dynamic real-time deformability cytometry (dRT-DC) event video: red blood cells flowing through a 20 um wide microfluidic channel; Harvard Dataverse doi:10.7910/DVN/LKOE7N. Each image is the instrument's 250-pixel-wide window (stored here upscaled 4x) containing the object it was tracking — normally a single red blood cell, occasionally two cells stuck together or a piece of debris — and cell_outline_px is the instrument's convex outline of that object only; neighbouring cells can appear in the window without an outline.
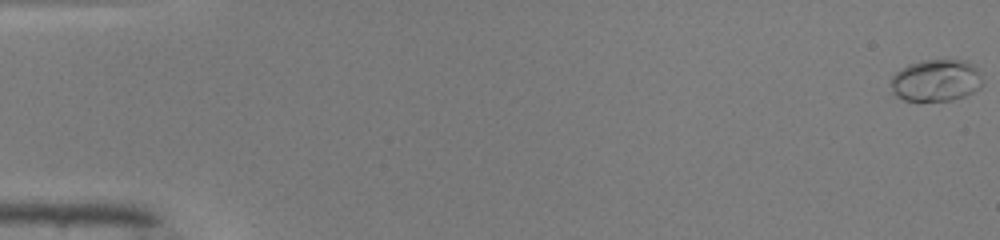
{"species": "common noctule bat (a hibernating species)", "species_latin": "Nyctalus noctula", "temperature_condition": "warm", "stored_images_in_passage": 15, "camera_frame_rate_fps": 3000, "um_per_image_px": 0.085, "animal": {"sex": "male", "body_mass_g": 19.0, "forearm_length_mm": 50.8}, "frame": {"image": 1, "passage_image": 1, "time_ms": 0.0, "image_size_px": [1000, 240], "cell_outline_px": [[984, 84], [980, 88], [964, 96], [952, 100], [904, 100], [896, 96], [892, 92], [892, 76], [896, 72], [908, 64], [924, 60], [960, 60], [976, 68]], "centroid_in_image_um": [79.55, 6.84], "position_along_channel_um": 5.5, "area_um2": 22.08}}
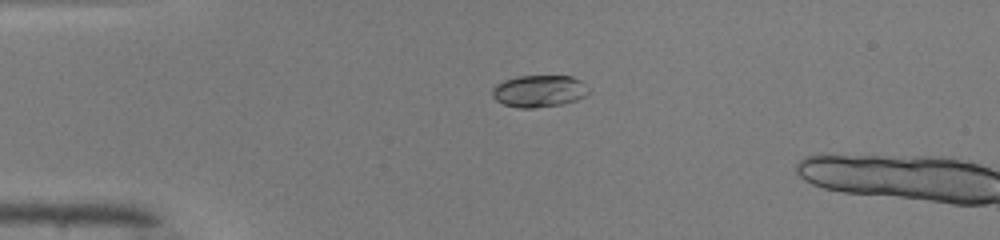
{"frame": {"image": 2, "passage_image": 13, "time_ms": 4.0, "image_size_px": [1000, 240], "cell_outline_px": [[588, 92], [584, 96], [576, 100], [560, 104], [532, 108], [520, 108], [504, 104], [496, 100], [492, 96], [492, 88], [496, 84], [504, 80], [516, 76], [572, 76], [580, 80]], "centroid_in_image_um": [45.76, 7.73], "position_along_channel_um": 39.2, "area_um2": 17.74}}